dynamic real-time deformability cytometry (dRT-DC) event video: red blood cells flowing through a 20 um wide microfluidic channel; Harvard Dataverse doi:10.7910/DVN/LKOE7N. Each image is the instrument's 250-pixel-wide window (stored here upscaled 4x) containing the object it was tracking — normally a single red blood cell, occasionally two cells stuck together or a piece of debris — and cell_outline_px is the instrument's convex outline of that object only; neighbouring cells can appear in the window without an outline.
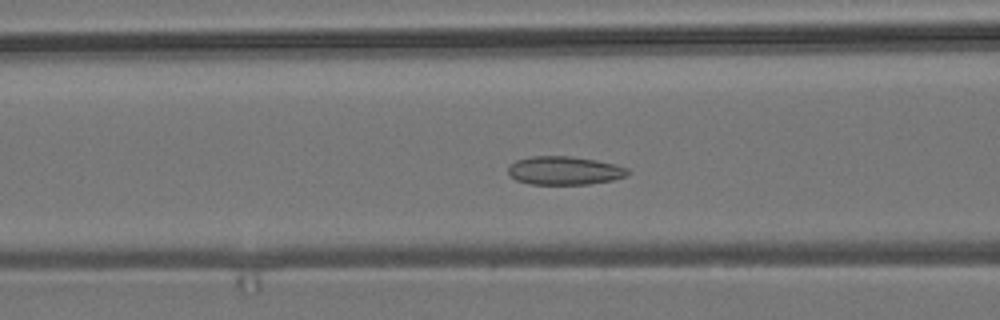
{"species": "common noctule bat (a hibernating species)", "species_latin": "Nyctalus noctula", "temperature_condition": "room temperature", "stored_images_in_passage": 40, "camera_frame_rate_fps": 3000, "um_per_image_px": 0.085, "animal": {"sex": "male", "body_mass_g": 19.2, "forearm_length_mm": 51.8}, "frame": {"image": 1, "passage_image": 5, "time_ms": 1.333, "image_size_px": [1000, 320], "cell_outline_px": [[632, 172], [628, 176], [612, 180], [588, 184], [528, 184], [516, 180], [508, 172], [508, 164], [516, 160], [532, 156], [572, 156], [596, 160], [628, 168]], "centroid_in_image_um": [47.98, 14.5], "position_along_channel_um": 118.6, "area_um2": 19.94}}
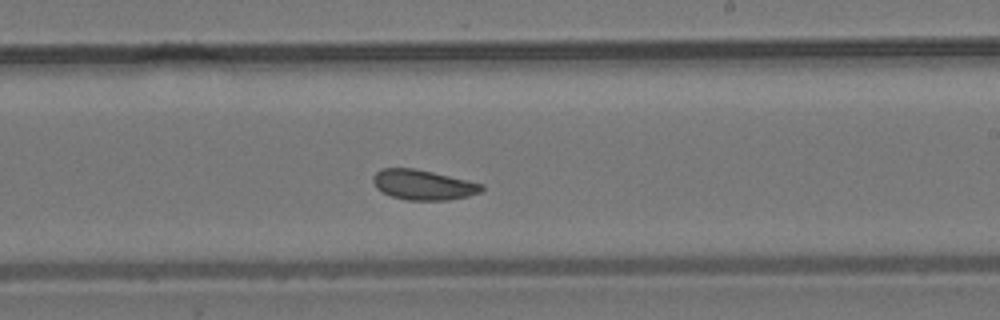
{"frame": {"image": 2, "passage_image": 16, "time_ms": 5.0, "image_size_px": [1000, 320], "cell_outline_px": [[484, 188], [480, 192], [468, 196], [448, 200], [408, 200], [392, 196], [376, 188], [372, 180], [372, 176], [380, 168], [412, 168], [432, 172], [468, 180], [484, 184]], "centroid_in_image_um": [35.96, 15.7], "position_along_channel_um": 253.0, "area_um2": 18.96}}
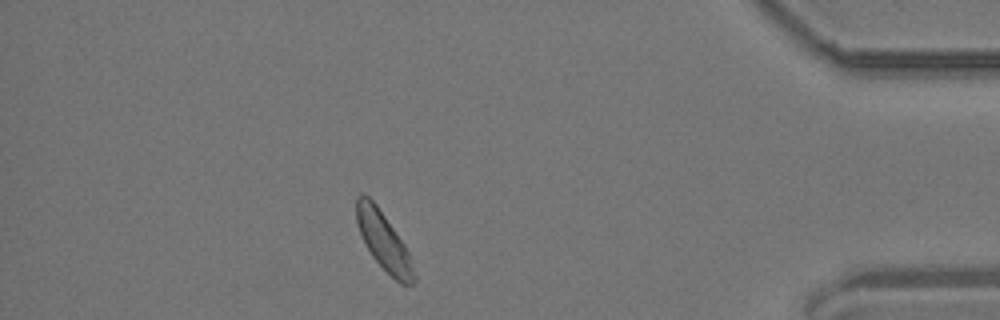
{"frame": {"image": 3, "passage_image": 32, "time_ms": 10.333, "image_size_px": [1000, 320], "cell_outline_px": [[416, 284], [400, 284], [372, 256], [360, 232], [356, 220], [356, 196], [368, 196], [376, 204], [404, 244], [408, 252], [416, 276]], "centroid_in_image_um": [32.63, 20.52], "position_along_channel_um": 402.6, "area_um2": 18.84}}